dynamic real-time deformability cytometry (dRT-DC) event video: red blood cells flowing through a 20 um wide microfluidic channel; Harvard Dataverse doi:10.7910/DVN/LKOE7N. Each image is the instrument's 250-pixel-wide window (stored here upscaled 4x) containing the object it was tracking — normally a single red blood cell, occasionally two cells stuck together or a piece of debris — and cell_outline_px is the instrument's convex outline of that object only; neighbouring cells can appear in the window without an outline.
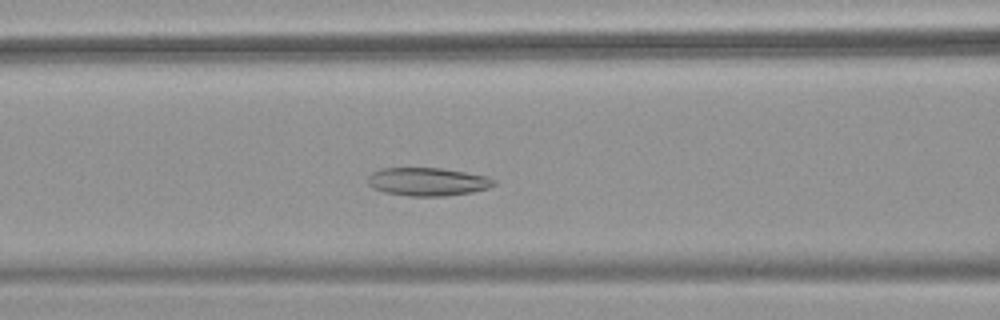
{"species": "common noctule bat (a hibernating species)", "species_latin": "Nyctalus noctula", "temperature_condition": "warm", "stored_images_in_passage": 50, "camera_frame_rate_fps": 3000, "um_per_image_px": 0.085, "animal": {"sex": "female", "body_mass_g": 18.4}, "frame": {"image": 1, "passage_image": 20, "time_ms": 6.333, "image_size_px": [1000, 320], "cell_outline_px": [[496, 184], [488, 188], [472, 192], [444, 196], [408, 196], [384, 192], [372, 188], [368, 184], [368, 176], [372, 172], [380, 168], [440, 168], [488, 176], [496, 180]], "centroid_in_image_um": [36.34, 15.44], "position_along_channel_um": 130.3, "area_um2": 20.81}}
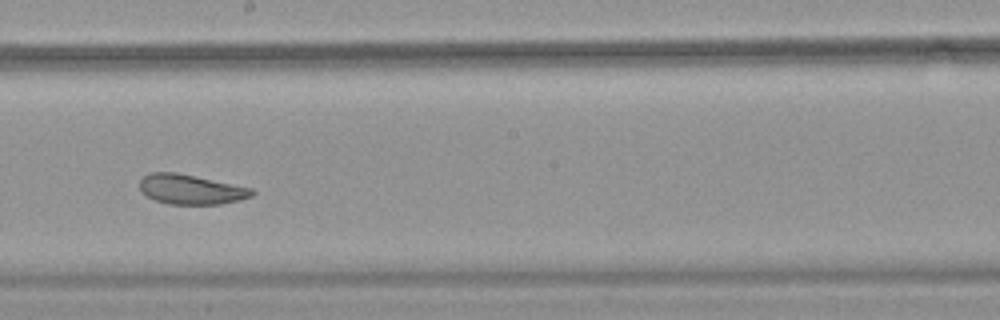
{"frame": {"image": 2, "passage_image": 28, "time_ms": 9.0, "image_size_px": [1000, 320], "cell_outline_px": [[256, 192], [252, 196], [240, 200], [220, 204], [168, 204], [156, 200], [140, 192], [140, 180], [144, 176], [152, 172], [176, 172], [252, 188]], "centroid_in_image_um": [16.23, 16.1], "position_along_channel_um": 232.0, "area_um2": 19.42}}
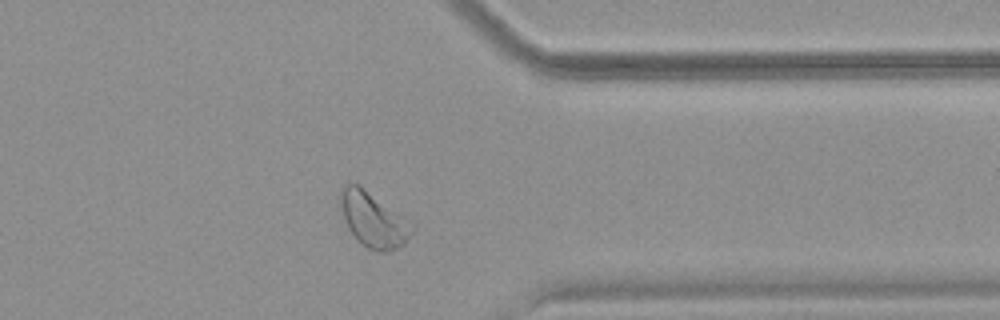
{"frame": {"image": 3, "passage_image": 40, "time_ms": 13.0, "image_size_px": [1000, 320], "cell_outline_px": [[416, 228], [404, 244], [388, 252], [376, 252], [368, 248], [348, 228], [340, 204], [340, 188], [344, 184], [356, 184], [416, 224]], "centroid_in_image_um": [31.79, 18.69], "position_along_channel_um": 379.6, "area_um2": 22.54}, "authors_computed_cell_mechanics": {"area_um2": 23.9581, "velocity_mm_per_s": 3.8291, "shape_relaxation_time_tau1_ms": null, "shape_relaxation_time_tau2_ms": 3.0612, "deformation_change_tau1": null, "deformation_change_tau2": 0.0944}}